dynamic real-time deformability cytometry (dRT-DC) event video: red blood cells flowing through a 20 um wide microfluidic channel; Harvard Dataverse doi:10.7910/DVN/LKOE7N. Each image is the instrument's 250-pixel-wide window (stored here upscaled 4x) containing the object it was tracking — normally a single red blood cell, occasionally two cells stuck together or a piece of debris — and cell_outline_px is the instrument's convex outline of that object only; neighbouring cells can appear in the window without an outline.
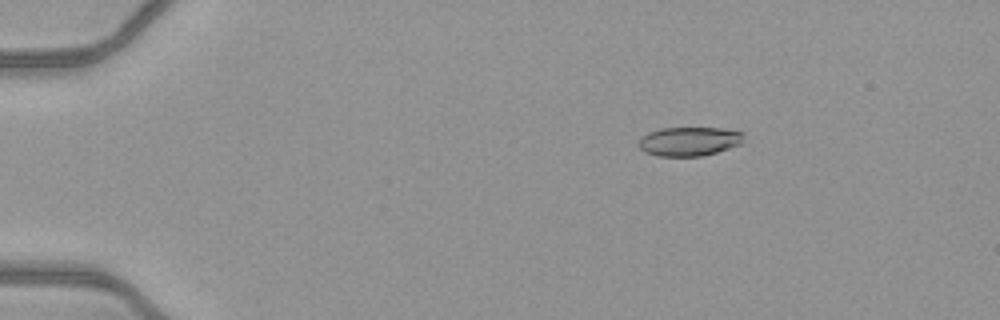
{"species": "common noctule bat (a hibernating species)", "species_latin": "Nyctalus noctula", "temperature_condition": "warm", "stored_images_in_passage": 52, "camera_frame_rate_fps": 3000, "um_per_image_px": 0.085, "animal": {"sex": "female", "body_mass_g": 21.9}, "frame": {"image": 1, "passage_image": 10, "time_ms": 3.0, "image_size_px": [1000, 320], "cell_outline_px": [[744, 140], [740, 144], [704, 156], [656, 156], [644, 152], [640, 148], [640, 136], [648, 132], [660, 128], [724, 128], [744, 132]], "centroid_in_image_um": [58.59, 12.01], "position_along_channel_um": 26.4, "area_um2": 17.92}}
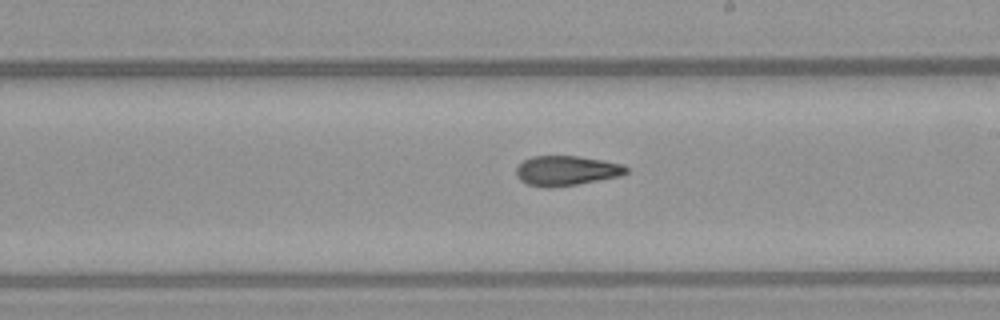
{"frame": {"image": 2, "passage_image": 32, "time_ms": 10.333, "image_size_px": [1000, 320], "cell_outline_px": [[628, 172], [620, 176], [576, 184], [548, 188], [544, 188], [528, 184], [520, 180], [516, 176], [516, 168], [524, 160], [532, 156], [580, 156], [624, 164], [628, 168]], "centroid_in_image_um": [48.14, 14.5], "position_along_channel_um": 240.9, "area_um2": 19.13}}
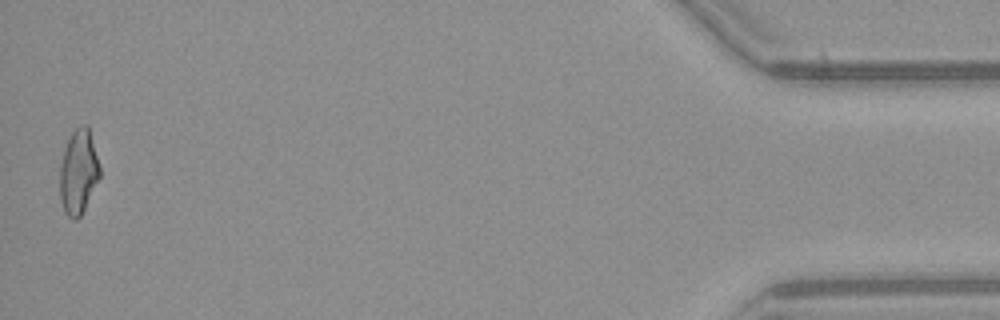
{"frame": {"image": 3, "passage_image": 52, "time_ms": 17.0, "image_size_px": [1000, 320], "cell_outline_px": [[100, 176], [80, 216], [76, 220], [72, 220], [64, 212], [60, 200], [60, 164], [64, 148], [72, 132], [80, 124], [88, 124], [100, 164]], "centroid_in_image_um": [6.66, 14.58], "position_along_channel_um": 428.5, "area_um2": 19.77}, "authors_computed_cell_mechanics": {"area_um2": 19.1318, "velocity_mm_per_s": 4.1208, "shape_relaxation_time_tau1_ms": 10.7882, "shape_relaxation_time_tau2_ms": 2.9445, "deformation_change_tau1": 0.2734, "deformation_change_tau2": 0.1166}}